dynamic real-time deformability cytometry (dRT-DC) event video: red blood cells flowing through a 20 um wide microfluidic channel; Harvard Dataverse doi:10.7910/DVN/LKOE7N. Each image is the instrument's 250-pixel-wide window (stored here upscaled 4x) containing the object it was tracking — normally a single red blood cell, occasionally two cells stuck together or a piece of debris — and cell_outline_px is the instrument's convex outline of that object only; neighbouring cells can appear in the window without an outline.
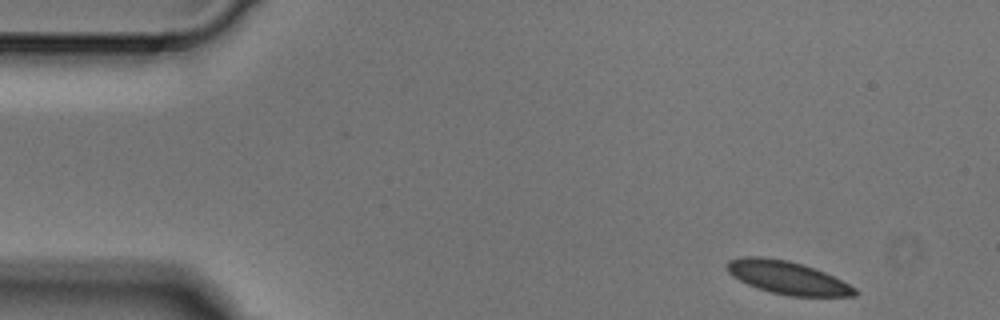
{"species": "Egyptian fruit bat (a non-hibernating species)", "species_latin": "Rousettus aegyptiacus", "temperature_condition": "cold", "stored_images_in_passage": 5, "camera_frame_rate_fps": 3000, "um_per_image_px": 0.085, "animal": {"sex": "male"}, "frame": {"image": 1, "passage_image": 1, "time_ms": 0.0, "image_size_px": [1000, 320], "cell_outline_px": [[860, 292], [856, 296], [788, 296], [772, 292], [748, 284], [732, 276], [728, 272], [728, 260], [740, 256], [760, 256], [788, 260], [824, 272], [856, 288]], "centroid_in_image_um": [66.93, 23.59], "position_along_channel_um": 18.1, "area_um2": 24.28}}
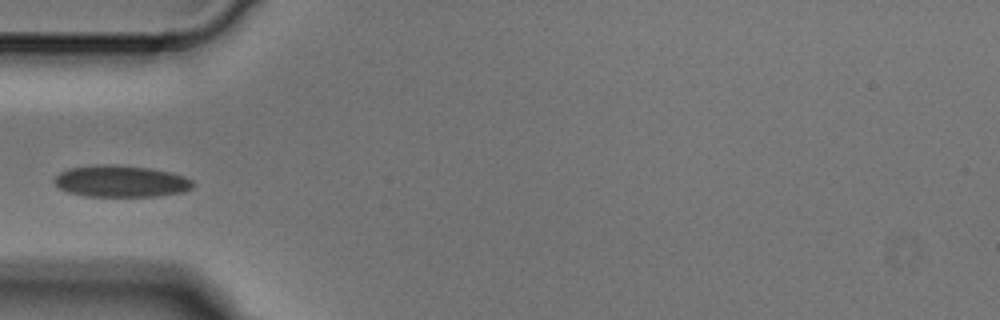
{"frame": {"image": 2, "passage_image": 4, "time_ms": 1.0, "image_size_px": [1000, 320], "cell_outline_px": [[196, 184], [192, 188], [180, 192], [156, 196], [84, 196], [68, 192], [60, 188], [52, 180], [60, 172], [68, 168], [96, 164], [112, 164], [148, 168], [172, 172], [184, 176], [192, 180]], "centroid_in_image_um": [10.27, 15.4], "position_along_channel_um": 74.7, "area_um2": 25.66}}
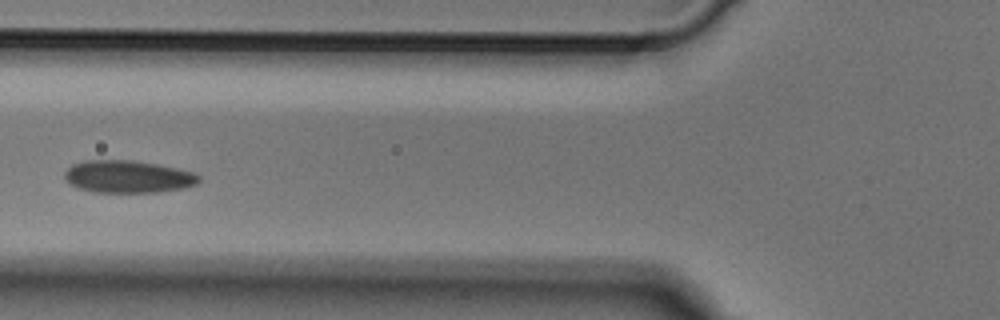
{"frame": {"image": 3, "passage_image": 5, "time_ms": 1.333, "image_size_px": [1000, 320], "cell_outline_px": [[200, 180], [196, 184], [184, 188], [156, 192], [92, 192], [76, 188], [68, 184], [64, 180], [64, 172], [72, 164], [88, 160], [132, 160], [156, 164], [176, 168], [192, 172], [200, 176]], "centroid_in_image_um": [10.82, 15.02], "position_along_channel_um": 115.0, "area_um2": 25.49}}